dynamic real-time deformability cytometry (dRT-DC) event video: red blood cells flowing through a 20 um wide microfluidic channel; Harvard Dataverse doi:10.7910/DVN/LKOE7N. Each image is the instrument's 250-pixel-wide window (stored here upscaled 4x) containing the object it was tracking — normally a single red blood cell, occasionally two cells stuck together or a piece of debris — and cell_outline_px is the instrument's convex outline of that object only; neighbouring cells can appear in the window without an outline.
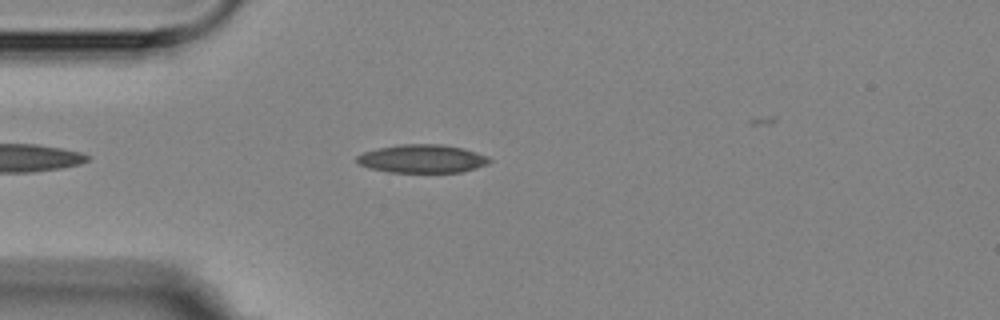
{"species": "Egyptian fruit bat (a non-hibernating species)", "species_latin": "Rousettus aegyptiacus", "temperature_condition": "room temperature", "stored_images_in_passage": 2, "camera_frame_rate_fps": 3000, "um_per_image_px": 0.085, "animal": {"sex": "female"}, "frame": {"image": 1, "passage_image": 2, "time_ms": 1.333, "image_size_px": [1000, 320], "cell_outline_px": [[492, 160], [488, 164], [476, 168], [460, 172], [388, 172], [368, 168], [360, 164], [356, 160], [356, 156], [364, 152], [376, 148], [404, 144], [440, 144], [464, 148], [488, 156]], "centroid_in_image_um": [35.89, 13.49], "position_along_channel_um": 49.1, "area_um2": 21.91}}